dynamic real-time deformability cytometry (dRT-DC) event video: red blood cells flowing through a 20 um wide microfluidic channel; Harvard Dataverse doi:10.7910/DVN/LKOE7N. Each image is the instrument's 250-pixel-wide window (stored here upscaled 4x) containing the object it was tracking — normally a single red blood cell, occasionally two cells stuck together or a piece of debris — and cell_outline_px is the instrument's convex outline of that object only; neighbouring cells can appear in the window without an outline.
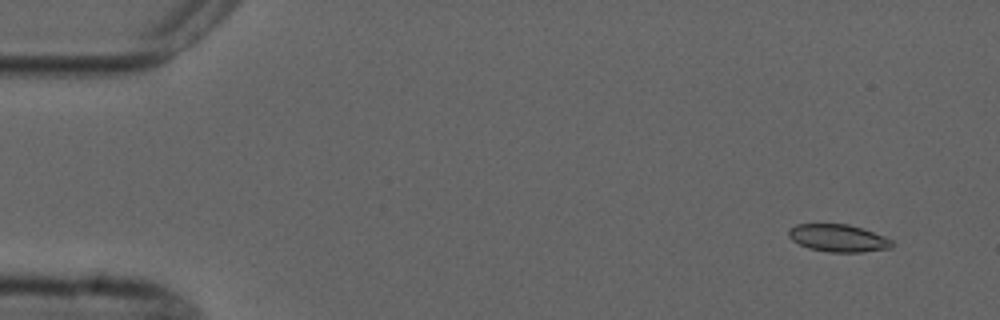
{"species": "common noctule bat (a hibernating species)", "species_latin": "Nyctalus noctula", "temperature_condition": "cold", "stored_images_in_passage": 6, "camera_frame_rate_fps": 3000, "um_per_image_px": 0.085, "animal": {"sex": "male", "forearm_length_mm": 52.5}, "frame": {"image": 1, "passage_image": 1, "time_ms": 0.0, "image_size_px": [1000, 320], "cell_outline_px": [[892, 248], [860, 252], [828, 252], [808, 248], [792, 240], [788, 236], [788, 228], [796, 224], [848, 224], [884, 236], [892, 240]], "centroid_in_image_um": [71.21, 20.24], "position_along_channel_um": 13.8, "area_um2": 16.47}}
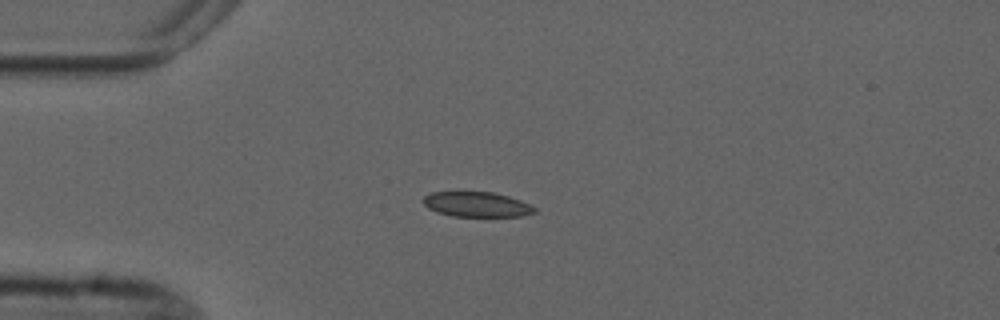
{"frame": {"image": 2, "passage_image": 4, "time_ms": 3.333, "image_size_px": [1000, 320], "cell_outline_px": [[536, 212], [520, 216], [452, 216], [436, 212], [428, 208], [424, 204], [424, 196], [432, 192], [492, 192], [508, 196], [520, 200], [536, 208]], "centroid_in_image_um": [40.51, 17.37], "position_along_channel_um": 44.5, "area_um2": 16.07}}
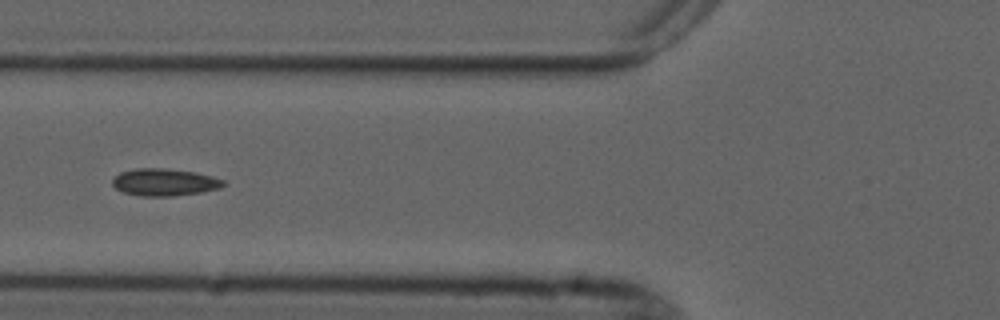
{"frame": {"image": 3, "passage_image": 6, "time_ms": 5.667, "image_size_px": [1000, 320], "cell_outline_px": [[228, 184], [220, 188], [200, 192], [176, 196], [140, 196], [124, 192], [116, 188], [112, 184], [112, 180], [120, 172], [136, 168], [164, 168], [196, 172], [212, 176], [224, 180]], "centroid_in_image_um": [14.01, 15.48], "position_along_channel_um": 111.8, "area_um2": 17.69}}